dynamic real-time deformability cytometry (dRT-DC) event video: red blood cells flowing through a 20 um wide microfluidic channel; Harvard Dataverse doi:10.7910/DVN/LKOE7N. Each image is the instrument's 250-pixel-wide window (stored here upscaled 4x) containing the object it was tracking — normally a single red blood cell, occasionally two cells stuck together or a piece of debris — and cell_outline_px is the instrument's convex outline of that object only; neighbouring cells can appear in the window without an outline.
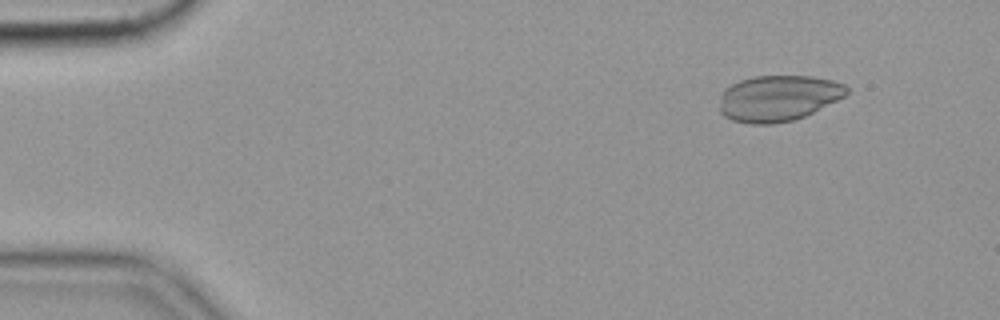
{"species": "common noctule bat (a hibernating species)", "species_latin": "Nyctalus noctula", "temperature_condition": "cold", "stored_images_in_passage": 13, "camera_frame_rate_fps": 3000, "um_per_image_px": 0.085, "animal": {"sex": "female", "body_mass_g": 19.9}, "frame": {"image": 1, "passage_image": 4, "time_ms": 1.0, "image_size_px": [1000, 320], "cell_outline_px": [[848, 92], [844, 96], [804, 116], [792, 120], [772, 124], [752, 124], [732, 120], [724, 116], [720, 112], [720, 96], [724, 88], [740, 80], [752, 76], [812, 76], [832, 80], [844, 84], [848, 88]], "centroid_in_image_um": [66.11, 8.34], "position_along_channel_um": 18.9, "area_um2": 33.93}}